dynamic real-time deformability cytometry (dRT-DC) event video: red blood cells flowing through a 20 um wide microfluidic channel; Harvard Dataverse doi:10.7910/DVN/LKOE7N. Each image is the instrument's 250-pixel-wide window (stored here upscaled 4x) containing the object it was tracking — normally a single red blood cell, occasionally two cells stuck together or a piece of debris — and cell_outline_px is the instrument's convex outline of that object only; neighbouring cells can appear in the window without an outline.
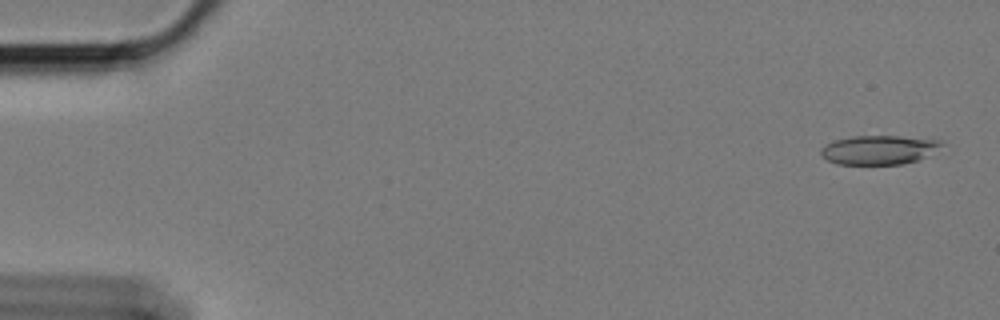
{"species": "Egyptian fruit bat (a non-hibernating species)", "species_latin": "Rousettus aegyptiacus", "temperature_condition": "cold", "stored_images_in_passage": 26, "camera_frame_rate_fps": 3000, "um_per_image_px": 0.085, "animal": {"sex": "female"}, "frame": {"image": 1, "passage_image": 2, "time_ms": 0.333, "image_size_px": [1000, 320], "cell_outline_px": [[944, 140], [940, 144], [924, 156], [916, 160], [904, 164], [836, 164], [828, 160], [820, 152], [820, 148], [824, 144], [836, 140], [852, 136], [900, 136]], "centroid_in_image_um": [74.62, 12.73], "position_along_channel_um": 10.4, "area_um2": 20.06}}
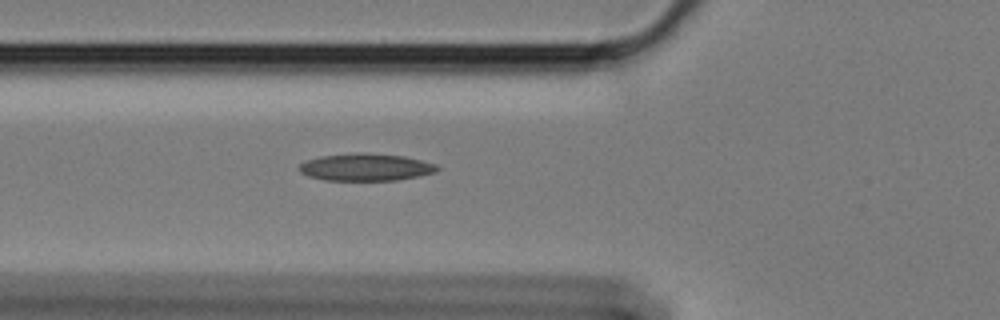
{"frame": {"image": 2, "passage_image": 21, "time_ms": 6.667, "image_size_px": [1000, 320], "cell_outline_px": [[440, 168], [436, 172], [420, 176], [396, 180], [324, 180], [308, 176], [300, 172], [300, 164], [308, 160], [320, 156], [356, 152], [364, 152], [404, 156], [436, 164]], "centroid_in_image_um": [31.11, 14.2], "position_along_channel_um": 94.7, "area_um2": 21.96}}
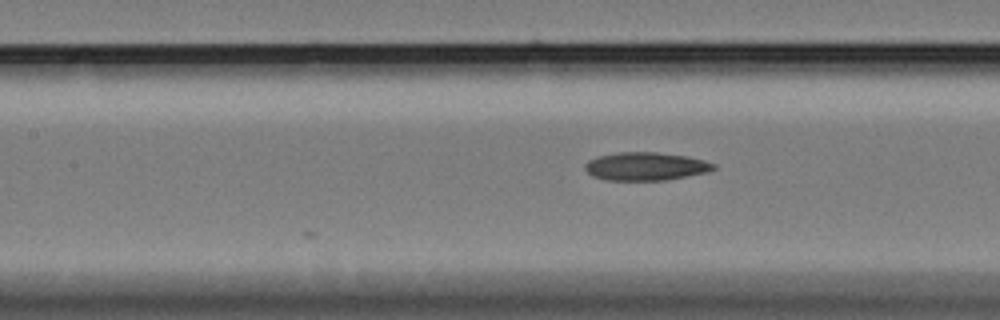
{"frame": {"image": 3, "passage_image": 26, "time_ms": 8.333, "image_size_px": [1000, 320], "cell_outline_px": [[716, 168], [708, 172], [664, 180], [604, 180], [592, 176], [584, 168], [584, 164], [588, 160], [596, 156], [616, 152], [656, 152], [688, 156], [704, 160], [716, 164]], "centroid_in_image_um": [54.86, 14.13], "position_along_channel_um": 152.5, "area_um2": 21.27}}